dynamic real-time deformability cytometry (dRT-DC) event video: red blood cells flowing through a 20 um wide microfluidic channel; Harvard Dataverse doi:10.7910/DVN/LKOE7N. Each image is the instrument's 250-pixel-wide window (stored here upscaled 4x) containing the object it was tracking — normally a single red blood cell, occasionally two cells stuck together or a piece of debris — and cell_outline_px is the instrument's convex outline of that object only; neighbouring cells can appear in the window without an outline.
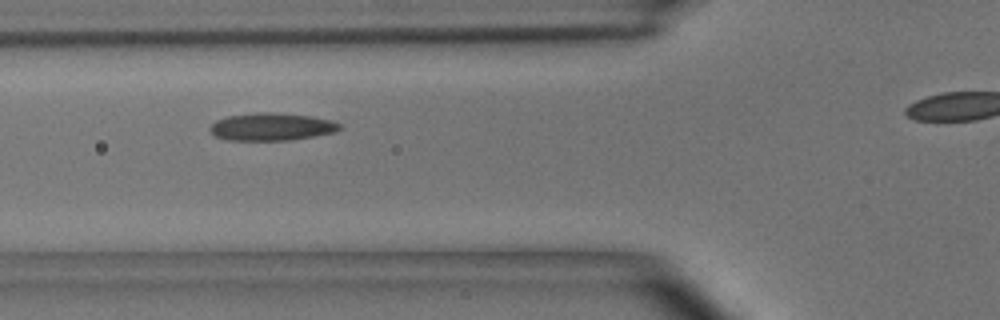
{"species": "common noctule bat (a hibernating species)", "species_latin": "Nyctalus noctula", "temperature_condition": "room temperature", "stored_images_in_passage": 9, "camera_frame_rate_fps": 3000, "um_per_image_px": 0.085, "animal": {"sex": "male", "body_mass_g": 15.6}, "frame": {"image": 1, "passage_image": 4, "time_ms": 4.333, "image_size_px": [1000, 320], "cell_outline_px": [[344, 128], [332, 132], [292, 140], [228, 140], [216, 136], [208, 128], [216, 120], [228, 116], [256, 112], [272, 112], [312, 116], [332, 120], [340, 124]], "centroid_in_image_um": [23.09, 10.76], "position_along_channel_um": 102.7, "area_um2": 20.81}}